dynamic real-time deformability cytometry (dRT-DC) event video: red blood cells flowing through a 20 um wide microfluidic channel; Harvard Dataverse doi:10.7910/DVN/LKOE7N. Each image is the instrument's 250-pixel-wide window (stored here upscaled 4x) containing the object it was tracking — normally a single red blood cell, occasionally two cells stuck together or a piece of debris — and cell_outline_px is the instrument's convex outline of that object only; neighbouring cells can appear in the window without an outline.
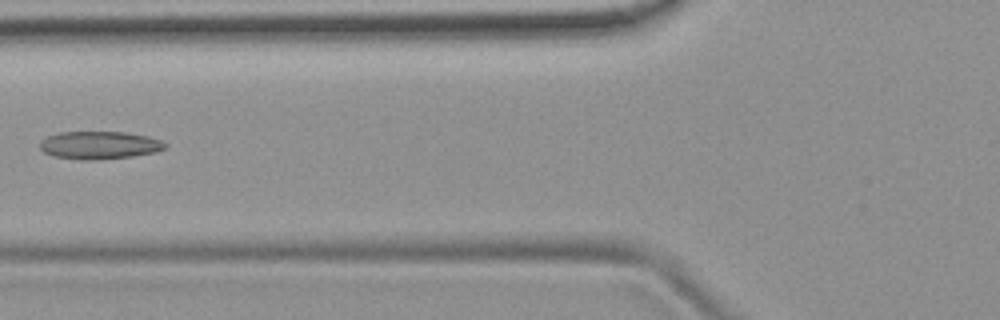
{"species": "common noctule bat (a hibernating species)", "species_latin": "Nyctalus noctula", "temperature_condition": "room temperature", "stored_images_in_passage": 7, "camera_frame_rate_fps": 3000, "um_per_image_px": 0.085, "animal": {"sex": "female", "body_mass_g": 19.9}, "frame": {"image": 1, "passage_image": 5, "time_ms": 5.0, "image_size_px": [1000, 320], "cell_outline_px": [[168, 144], [164, 148], [156, 152], [132, 156], [96, 160], [80, 160], [52, 156], [44, 152], [40, 148], [40, 140], [48, 136], [60, 132], [124, 132], [148, 136], [160, 140]], "centroid_in_image_um": [8.43, 12.34], "position_along_channel_um": 117.4, "area_um2": 20.35}}
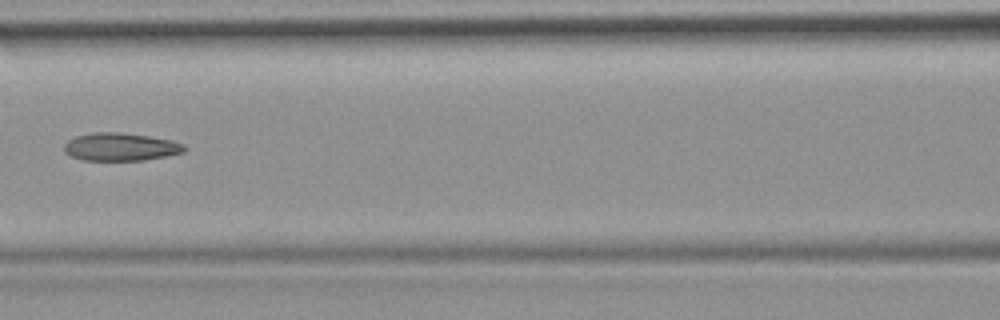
{"frame": {"image": 2, "passage_image": 6, "time_ms": 6.0, "image_size_px": [1000, 320], "cell_outline_px": [[188, 148], [184, 152], [144, 160], [84, 160], [68, 156], [64, 152], [64, 144], [68, 140], [76, 136], [92, 132], [120, 132], [148, 136], [172, 140], [184, 144]], "centroid_in_image_um": [10.23, 12.48], "position_along_channel_um": 156.4, "area_um2": 19.65}}
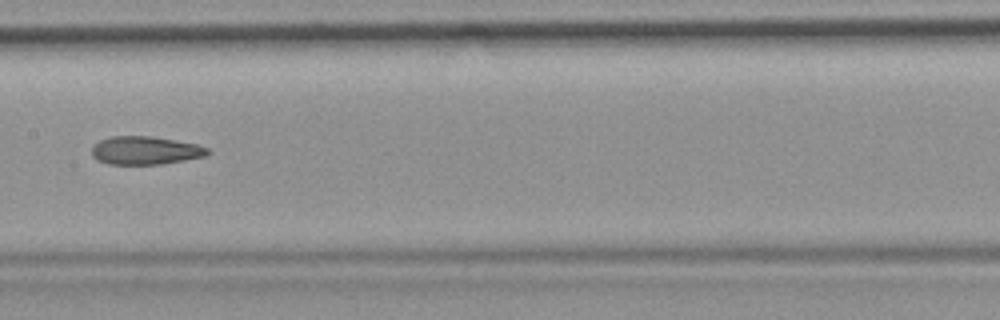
{"frame": {"image": 3, "passage_image": 7, "time_ms": 7.0, "image_size_px": [1000, 320], "cell_outline_px": [[212, 152], [204, 156], [184, 160], [160, 164], [108, 164], [96, 160], [92, 156], [92, 148], [100, 140], [112, 136], [152, 136], [196, 144], [208, 148]], "centroid_in_image_um": [12.34, 12.79], "position_along_channel_um": 195.1, "area_um2": 18.96}}